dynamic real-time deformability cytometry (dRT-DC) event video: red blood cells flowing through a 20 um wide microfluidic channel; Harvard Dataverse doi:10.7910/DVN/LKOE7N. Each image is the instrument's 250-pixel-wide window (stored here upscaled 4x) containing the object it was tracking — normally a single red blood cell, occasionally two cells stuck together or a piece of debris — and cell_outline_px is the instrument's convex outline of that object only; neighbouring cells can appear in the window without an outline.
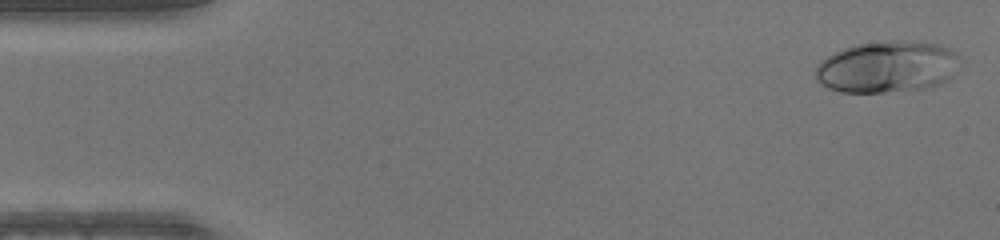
{"species": "human", "species_latin": "Homo sapiens", "temperature_condition": "warm", "stored_images_in_passage": 41, "camera_frame_rate_fps": 3000, "um_per_image_px": 0.085, "donor": {"sex": "male"}, "frame": {"image": 1, "passage_image": 1, "time_ms": 0.0, "image_size_px": [1000, 240], "cell_outline_px": [[956, 56], [952, 76], [936, 84], [924, 88], [884, 92], [840, 92], [828, 88], [820, 84], [816, 80], [816, 64], [820, 60], [844, 48], [860, 44], [888, 40], [900, 40], [940, 44], [952, 48], [956, 52]], "centroid_in_image_um": [75.34, 5.67], "position_along_channel_um": 9.7, "area_um2": 43.0}}
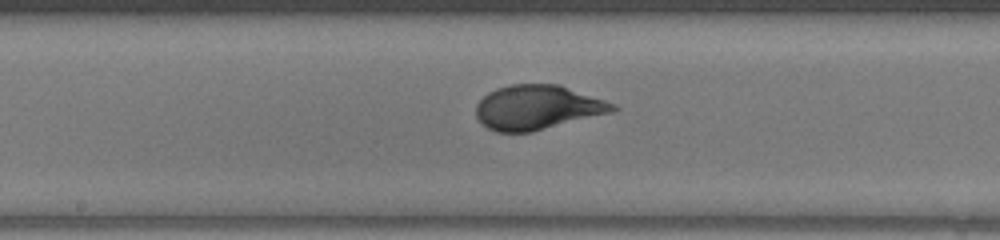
{"frame": {"image": 2, "passage_image": 23, "time_ms": 7.333, "image_size_px": [1000, 240], "cell_outline_px": [[620, 108], [612, 112], [532, 132], [496, 132], [480, 124], [476, 116], [476, 104], [488, 92], [496, 88], [508, 84], [560, 84], [616, 104]], "centroid_in_image_um": [45.66, 9.13], "position_along_channel_um": 202.5, "area_um2": 35.66}}
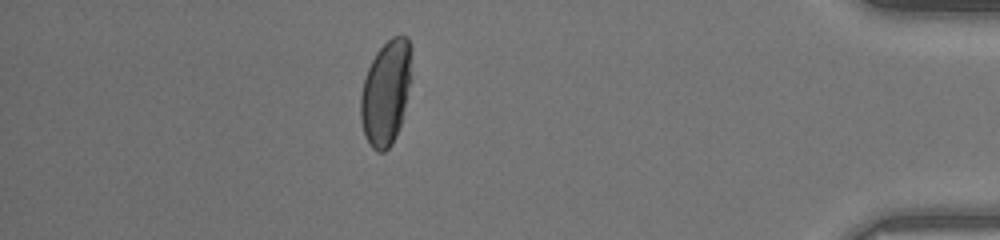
{"frame": {"image": 3, "passage_image": 40, "time_ms": 13.0, "image_size_px": [1000, 240], "cell_outline_px": [[412, 56], [408, 84], [404, 108], [400, 124], [396, 136], [392, 144], [384, 152], [376, 152], [372, 148], [364, 132], [360, 116], [360, 96], [364, 80], [368, 68], [376, 52], [392, 36], [408, 36], [412, 48]], "centroid_in_image_um": [32.79, 7.85], "position_along_channel_um": 402.4, "area_um2": 30.69}}